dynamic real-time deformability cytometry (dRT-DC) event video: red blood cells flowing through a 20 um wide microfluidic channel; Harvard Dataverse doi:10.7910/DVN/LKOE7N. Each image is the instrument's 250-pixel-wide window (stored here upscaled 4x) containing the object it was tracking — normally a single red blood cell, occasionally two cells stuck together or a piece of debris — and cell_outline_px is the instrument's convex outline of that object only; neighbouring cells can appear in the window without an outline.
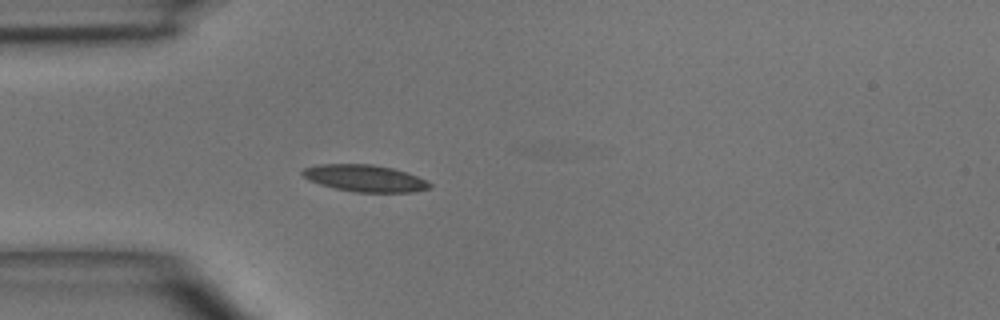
{"species": "common noctule bat (a hibernating species)", "species_latin": "Nyctalus noctula", "temperature_condition": "room temperature", "stored_images_in_passage": 3, "camera_frame_rate_fps": 3000, "um_per_image_px": 0.085, "animal": {"sex": "male", "body_mass_g": 15.6}, "frame": {"image": 1, "passage_image": 3, "time_ms": 2.333, "image_size_px": [1000, 320], "cell_outline_px": [[432, 188], [412, 192], [356, 192], [336, 188], [320, 184], [308, 180], [300, 172], [304, 168], [320, 164], [372, 164], [392, 168], [416, 176], [432, 184]], "centroid_in_image_um": [31.0, 15.15], "position_along_channel_um": 54.0, "area_um2": 19.71}}